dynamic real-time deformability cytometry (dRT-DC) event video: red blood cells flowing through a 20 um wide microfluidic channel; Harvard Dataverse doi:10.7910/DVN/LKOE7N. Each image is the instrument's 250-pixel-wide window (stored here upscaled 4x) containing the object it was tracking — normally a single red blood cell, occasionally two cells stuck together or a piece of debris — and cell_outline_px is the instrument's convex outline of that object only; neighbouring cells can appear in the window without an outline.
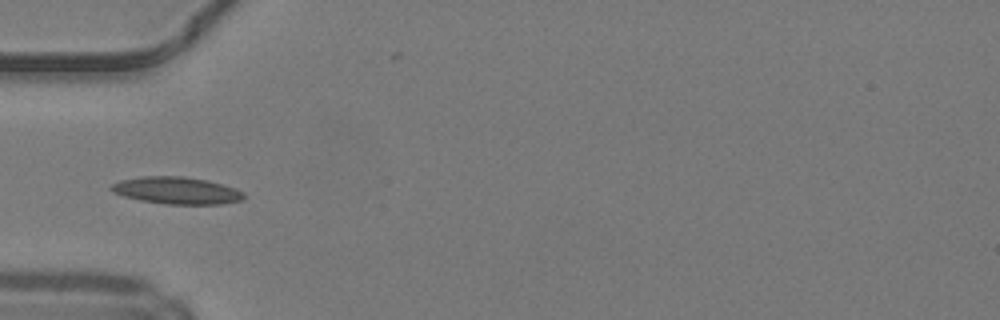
{"species": "common noctule bat (a hibernating species)", "species_latin": "Nyctalus noctula", "temperature_condition": "warm", "stored_images_in_passage": 22, "camera_frame_rate_fps": 3000, "um_per_image_px": 0.085, "animal": {"sex": "male", "body_mass_g": 19.2, "forearm_length_mm": 51.8}, "frame": {"image": 1, "passage_image": 1, "time_ms": 0.0, "image_size_px": [1000, 320], "cell_outline_px": [[244, 196], [240, 200], [220, 204], [164, 204], [140, 200], [124, 196], [112, 192], [108, 188], [112, 184], [120, 180], [144, 176], [184, 176], [208, 180], [236, 188], [244, 192]], "centroid_in_image_um": [14.99, 16.18], "position_along_channel_um": 70.0, "area_um2": 20.98}}
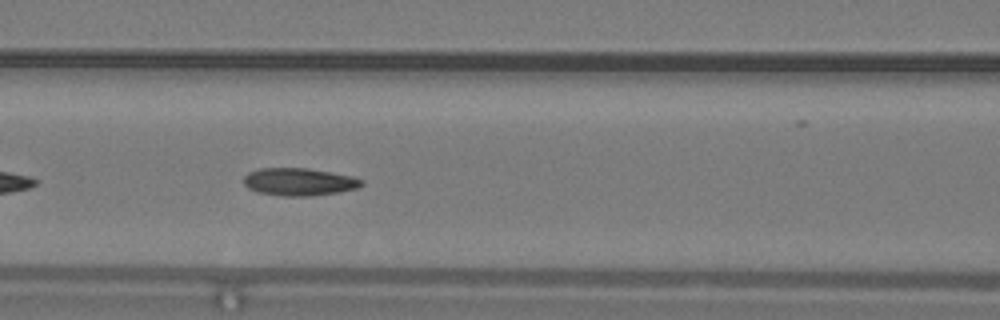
{"frame": {"image": 2, "passage_image": 6, "time_ms": 1.667, "image_size_px": [1000, 320], "cell_outline_px": [[364, 184], [356, 188], [336, 192], [308, 196], [284, 196], [256, 192], [248, 188], [244, 184], [244, 176], [248, 172], [260, 168], [308, 168], [332, 172], [352, 176], [364, 180]], "centroid_in_image_um": [25.4, 15.45], "position_along_channel_um": 141.2, "area_um2": 18.96}, "authors_computed_cell_mechanics": {"area_um2": 18.4382, "velocity_mm_per_s": 4.2122, "shape_relaxation_time_tau1_ms": null, "shape_relaxation_time_tau2_ms": 2.2781, "deformation_change_tau1": null, "deformation_change_tau2": 0.1002}}